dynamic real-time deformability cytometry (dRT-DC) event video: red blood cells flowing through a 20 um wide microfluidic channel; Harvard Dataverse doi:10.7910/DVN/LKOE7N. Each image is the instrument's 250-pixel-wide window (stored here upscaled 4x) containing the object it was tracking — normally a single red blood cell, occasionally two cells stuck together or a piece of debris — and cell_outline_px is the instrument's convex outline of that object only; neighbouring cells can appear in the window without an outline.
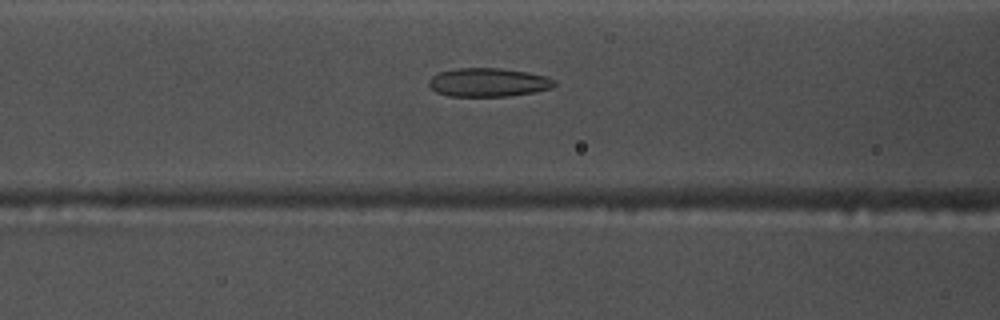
{"species": "common noctule bat (a hibernating species)", "species_latin": "Nyctalus noctula", "temperature_condition": "warm", "stored_images_in_passage": 40, "segment_of_instrument_passage": [1, 2], "camera_frame_rate_fps": 3000, "um_per_image_px": 0.085, "animal": {"sex": "male", "body_mass_g": 17.5, "forearm_length_mm": 52.3}, "frame": {"image": 1, "passage_image": 6, "time_ms": 1.667, "image_size_px": [1000, 320], "cell_outline_px": [[556, 84], [552, 88], [536, 92], [508, 96], [448, 96], [436, 92], [428, 84], [428, 80], [432, 76], [440, 72], [456, 68], [500, 68], [528, 72], [544, 76], [556, 80]], "centroid_in_image_um": [41.51, 7.0], "position_along_channel_um": 125.1, "area_um2": 21.04}}
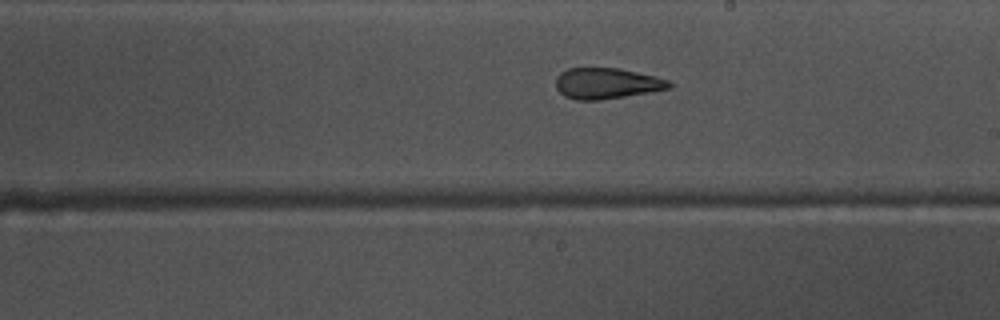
{"frame": {"image": 2, "passage_image": 15, "time_ms": 4.667, "image_size_px": [1000, 320], "cell_outline_px": [[672, 84], [668, 88], [648, 92], [600, 100], [576, 100], [564, 96], [556, 88], [556, 76], [560, 72], [568, 68], [620, 68], [656, 76], [668, 80]], "centroid_in_image_um": [51.53, 7.08], "position_along_channel_um": 237.5, "area_um2": 20.35}}
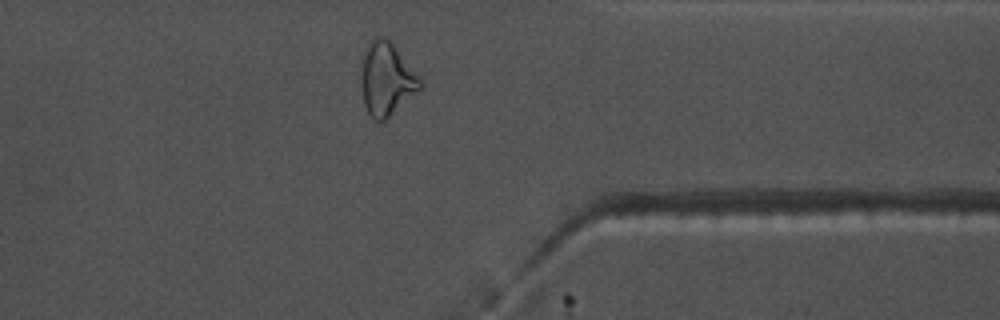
{"frame": {"image": 3, "passage_image": 27, "time_ms": 8.667, "image_size_px": [1000, 320], "cell_outline_px": [[424, 84], [420, 88], [384, 120], [376, 120], [368, 112], [364, 104], [360, 88], [360, 80], [364, 48], [368, 40], [376, 36], [384, 36], [396, 48]], "centroid_in_image_um": [32.79, 6.67], "position_along_channel_um": 378.6, "area_um2": 24.68}}